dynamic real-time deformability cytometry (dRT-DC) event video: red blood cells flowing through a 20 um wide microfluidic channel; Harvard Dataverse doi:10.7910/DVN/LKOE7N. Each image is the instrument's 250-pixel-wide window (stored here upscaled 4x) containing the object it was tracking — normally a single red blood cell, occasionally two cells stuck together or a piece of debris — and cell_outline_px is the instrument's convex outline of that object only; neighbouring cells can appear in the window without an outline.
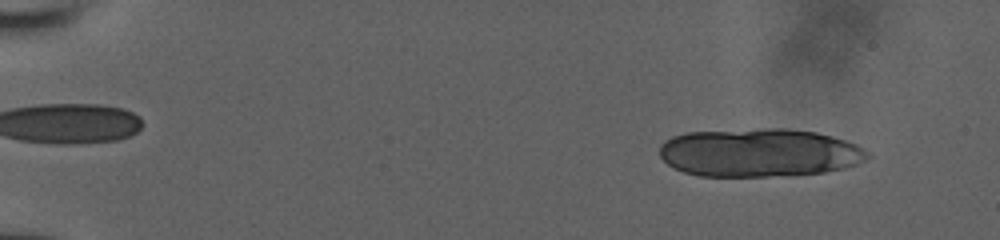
{"species": "human", "species_latin": "Homo sapiens", "temperature_condition": "room temperature", "stored_images_in_passage": 13, "camera_frame_rate_fps": 3000, "um_per_image_px": 0.085, "donor": {"sex": "male"}, "frame": {"image": 1, "passage_image": 3, "time_ms": 1.0, "image_size_px": [1000, 240], "cell_outline_px": [[872, 156], [856, 164], [844, 168], [824, 172], [768, 176], [700, 176], [684, 172], [672, 168], [660, 156], [660, 144], [664, 140], [672, 136], [688, 132], [764, 128], [784, 128], [816, 132], [832, 136], [856, 144], [868, 152]], "centroid_in_image_um": [64.51, 12.97], "position_along_channel_um": 20.5, "area_um2": 58.67}}